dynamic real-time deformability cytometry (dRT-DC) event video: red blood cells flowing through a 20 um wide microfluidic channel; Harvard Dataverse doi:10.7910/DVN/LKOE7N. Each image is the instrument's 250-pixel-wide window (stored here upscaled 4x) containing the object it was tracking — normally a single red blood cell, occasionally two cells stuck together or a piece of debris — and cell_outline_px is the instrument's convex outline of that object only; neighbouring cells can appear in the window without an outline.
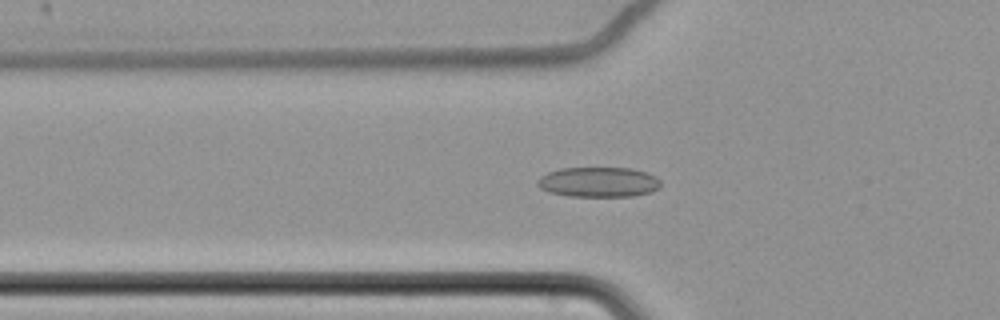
{"species": "common noctule bat (a hibernating species)", "species_latin": "Nyctalus noctula", "temperature_condition": "cold", "stored_images_in_passage": 46, "camera_frame_rate_fps": 3000, "um_per_image_px": 0.085, "animal": {"sex": "female", "body_mass_g": 22.7, "forearm_length_mm": 54.2}, "frame": {"image": 1, "passage_image": 7, "time_ms": 2.0, "image_size_px": [1000, 320], "cell_outline_px": [[660, 188], [652, 192], [632, 196], [568, 196], [548, 192], [540, 188], [536, 184], [536, 180], [540, 176], [548, 172], [560, 168], [632, 168], [648, 172], [656, 176], [660, 180]], "centroid_in_image_um": [50.88, 15.47], "position_along_channel_um": 74.9, "area_um2": 21.85}}
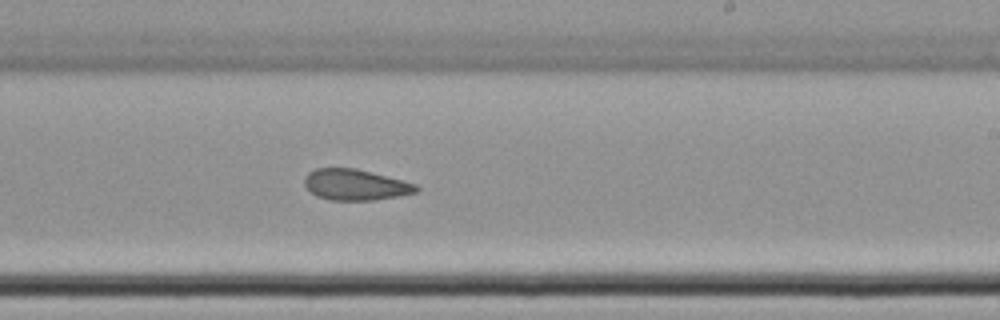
{"frame": {"image": 2, "passage_image": 23, "time_ms": 7.333, "image_size_px": [1000, 320], "cell_outline_px": [[420, 188], [416, 192], [376, 200], [328, 200], [316, 196], [304, 184], [304, 176], [308, 172], [316, 168], [356, 168], [404, 180], [416, 184]], "centroid_in_image_um": [30.2, 15.7], "position_along_channel_um": 258.8, "area_um2": 20.23}}
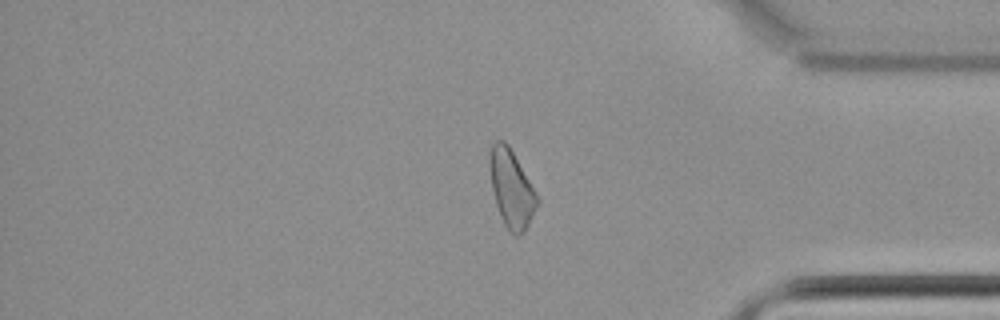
{"frame": {"image": 3, "passage_image": 36, "time_ms": 11.667, "image_size_px": [1000, 320], "cell_outline_px": [[540, 200], [524, 232], [520, 236], [512, 236], [504, 224], [500, 216], [496, 204], [492, 188], [488, 168], [488, 160], [492, 144], [496, 140], [504, 140], [508, 144]], "centroid_in_image_um": [43.45, 16.05], "position_along_channel_um": 391.8, "area_um2": 21.44}, "authors_computed_cell_mechanics": {"area_um2": 21.3282, "velocity_mm_per_s": 3.4752, "shape_relaxation_time_tau1_ms": null, "shape_relaxation_time_tau2_ms": 3.5224, "deformation_change_tau1": null, "deformation_change_tau2": 0.0928}}